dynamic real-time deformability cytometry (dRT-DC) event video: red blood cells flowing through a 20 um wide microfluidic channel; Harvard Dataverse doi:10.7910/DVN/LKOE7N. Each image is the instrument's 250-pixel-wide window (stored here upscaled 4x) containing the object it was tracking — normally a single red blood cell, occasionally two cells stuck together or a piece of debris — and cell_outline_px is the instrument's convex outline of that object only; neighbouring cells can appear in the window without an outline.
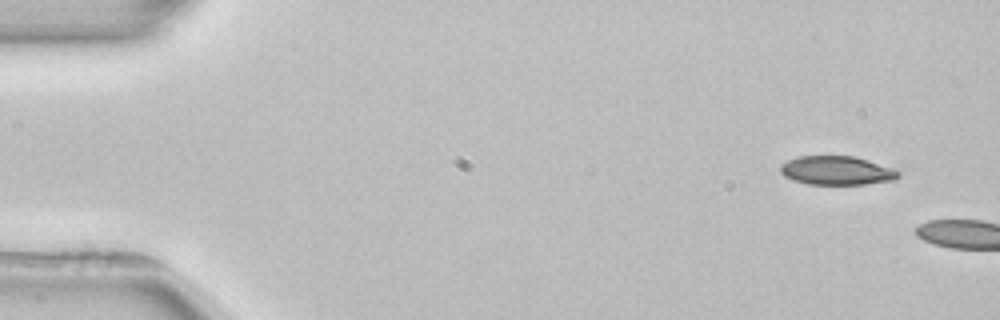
{"species": "common noctule bat (a hibernating species)", "species_latin": "Nyctalus noctula", "temperature_condition": "room temperature", "stored_images_in_passage": 2, "camera_frame_rate_fps": 3000, "um_per_image_px": 0.085, "animal": {"sex": "female", "body_mass_g": 22.7, "forearm_length_mm": 54.2}, "frame": {"image": 1, "passage_image": 1, "time_ms": 0.0, "image_size_px": [1000, 320], "cell_outline_px": [[900, 176], [896, 180], [864, 184], [808, 184], [792, 180], [784, 176], [780, 172], [780, 164], [788, 160], [800, 156], [856, 156], [892, 168], [900, 172]], "centroid_in_image_um": [71.12, 14.49], "position_along_channel_um": 13.9, "area_um2": 19.88}}